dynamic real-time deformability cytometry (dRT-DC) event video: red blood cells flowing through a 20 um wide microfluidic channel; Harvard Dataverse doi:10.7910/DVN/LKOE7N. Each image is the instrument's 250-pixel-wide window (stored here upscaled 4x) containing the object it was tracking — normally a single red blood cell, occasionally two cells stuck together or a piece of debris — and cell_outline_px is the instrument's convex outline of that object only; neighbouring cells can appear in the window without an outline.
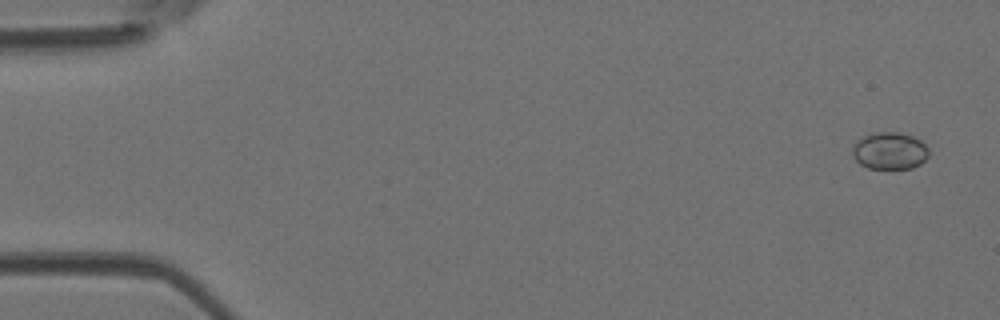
{"species": "Egyptian fruit bat (a non-hibernating species)", "species_latin": "Rousettus aegyptiacus", "temperature_condition": "room temperature", "stored_images_in_passage": 4, "camera_frame_rate_fps": 3000, "um_per_image_px": 0.085, "animal": {"sex": "female"}, "frame": {"image": 1, "passage_image": 1, "time_ms": 0.0, "image_size_px": [1000, 320], "cell_outline_px": [[928, 156], [920, 164], [912, 168], [868, 168], [860, 164], [852, 156], [852, 144], [864, 136], [876, 132], [900, 132], [912, 136], [920, 140], [928, 148]], "centroid_in_image_um": [75.6, 12.81], "position_along_channel_um": 9.4, "area_um2": 16.53}}
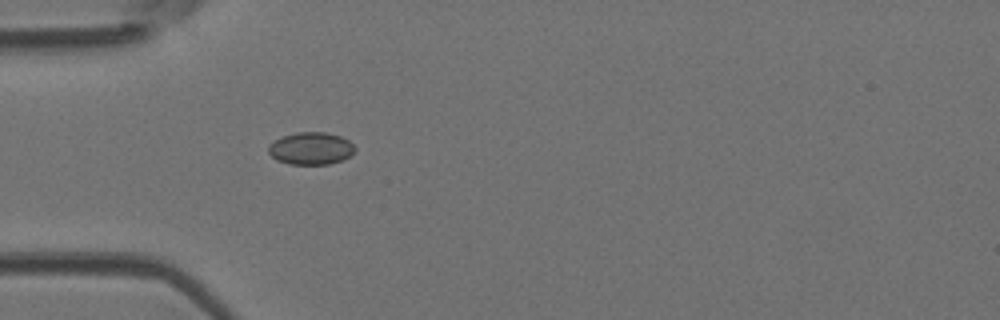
{"frame": {"image": 2, "passage_image": 4, "time_ms": 1.0, "image_size_px": [1000, 320], "cell_outline_px": [[356, 148], [348, 156], [340, 160], [328, 164], [288, 164], [276, 160], [268, 152], [268, 144], [284, 136], [296, 132], [324, 132], [340, 136], [348, 140]], "centroid_in_image_um": [26.39, 12.61], "position_along_channel_um": 58.6, "area_um2": 16.13}}